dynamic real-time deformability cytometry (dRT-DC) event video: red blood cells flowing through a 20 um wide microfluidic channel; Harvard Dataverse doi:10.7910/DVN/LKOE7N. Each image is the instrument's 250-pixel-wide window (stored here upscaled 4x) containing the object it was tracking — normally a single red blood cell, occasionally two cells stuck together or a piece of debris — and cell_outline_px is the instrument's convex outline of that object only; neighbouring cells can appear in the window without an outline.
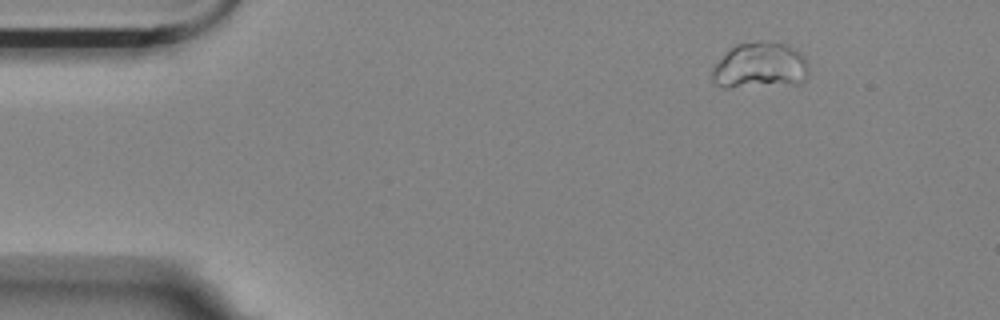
{"species": "Egyptian fruit bat (a non-hibernating species)", "species_latin": "Rousettus aegyptiacus", "temperature_condition": "room temperature", "stored_images_in_passage": 10, "camera_frame_rate_fps": 3000, "um_per_image_px": 0.085, "animal": {"sex": "female"}, "frame": {"image": 1, "passage_image": 1, "time_ms": 0.0, "image_size_px": [1000, 320], "cell_outline_px": [[808, 72], [804, 80], [736, 84], [716, 84], [712, 80], [712, 68], [736, 44], [788, 44], [796, 48], [804, 56], [808, 64]], "centroid_in_image_um": [64.64, 5.5], "position_along_channel_um": 20.4, "area_um2": 23.35}}
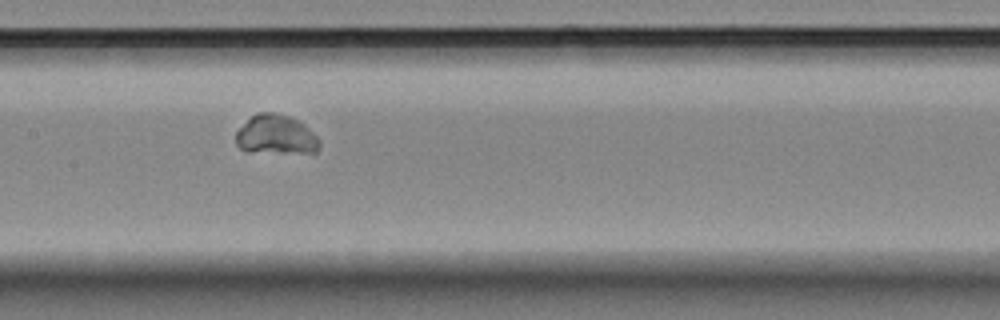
{"frame": {"image": 2, "passage_image": 7, "time_ms": 7.0, "image_size_px": [1000, 320], "cell_outline_px": [[320, 148], [316, 152], [280, 152], [240, 148], [236, 144], [236, 132], [256, 112], [272, 112], [288, 116], [304, 124], [320, 140]], "centroid_in_image_um": [23.49, 11.43], "position_along_channel_um": 183.9, "area_um2": 18.55}}
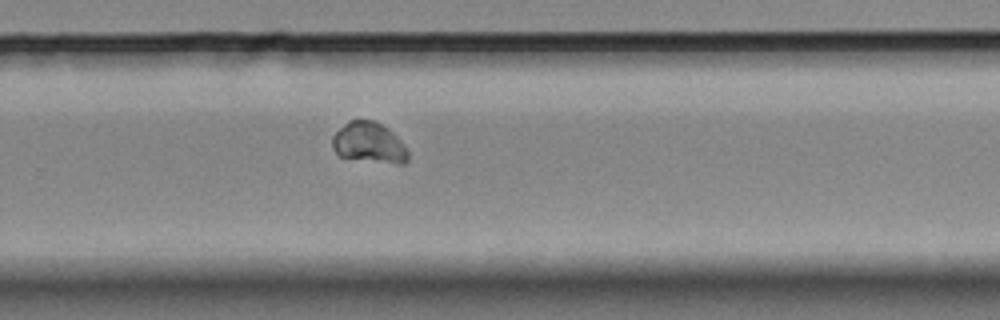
{"frame": {"image": 3, "passage_image": 10, "time_ms": 10.333, "image_size_px": [1000, 320], "cell_outline_px": [[408, 160], [404, 164], [400, 164], [340, 156], [332, 148], [332, 136], [348, 120], [376, 120], [388, 128], [392, 132], [408, 152]], "centroid_in_image_um": [31.35, 12.11], "position_along_channel_um": 298.5, "area_um2": 17.57}}